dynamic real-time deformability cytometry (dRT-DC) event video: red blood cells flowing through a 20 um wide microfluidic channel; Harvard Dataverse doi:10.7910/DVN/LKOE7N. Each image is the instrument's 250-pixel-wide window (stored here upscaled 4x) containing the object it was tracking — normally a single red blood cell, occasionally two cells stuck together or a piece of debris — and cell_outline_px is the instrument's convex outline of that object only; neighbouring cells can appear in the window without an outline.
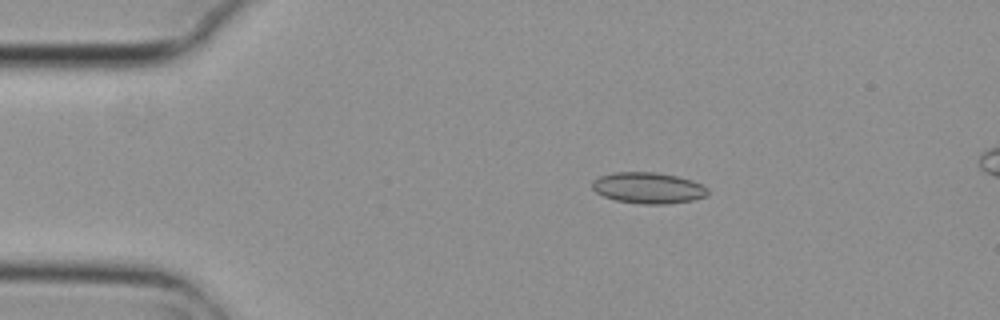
{"species": "common noctule bat (a hibernating species)", "species_latin": "Nyctalus noctula", "temperature_condition": "cold", "stored_images_in_passage": 6, "camera_frame_rate_fps": 3000, "um_per_image_px": 0.085, "animal": {"sex": "female", "body_mass_g": 29.2, "forearm_length_mm": 56.3}, "frame": {"image": 1, "passage_image": 1, "time_ms": 0.0, "image_size_px": [1000, 320], "cell_outline_px": [[708, 192], [704, 196], [692, 200], [664, 204], [640, 204], [616, 200], [604, 196], [596, 192], [592, 188], [592, 180], [600, 176], [616, 172], [656, 172], [676, 176], [692, 180], [708, 188]], "centroid_in_image_um": [55.07, 15.97], "position_along_channel_um": 29.9, "area_um2": 20.81}}
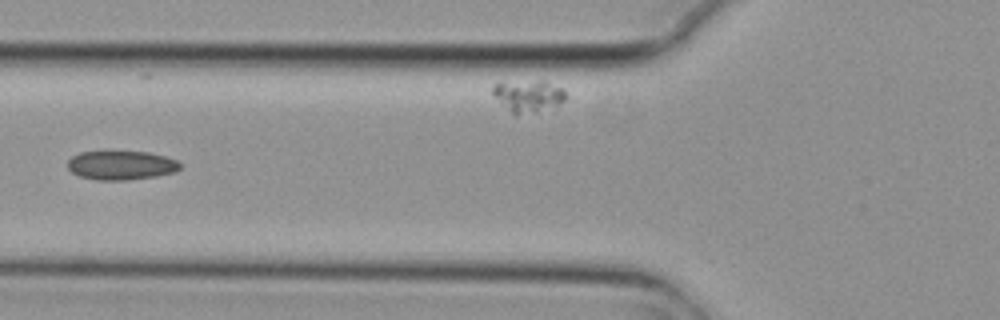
{"frame": {"image": 2, "passage_image": 4, "time_ms": 1.0, "image_size_px": [1000, 320], "cell_outline_px": [[180, 168], [176, 172], [156, 176], [128, 180], [96, 180], [80, 176], [72, 172], [68, 168], [68, 160], [72, 156], [80, 152], [108, 148], [148, 152], [164, 156], [176, 160], [180, 164]], "centroid_in_image_um": [10.26, 13.99], "position_along_channel_um": 115.5, "area_um2": 19.88}}
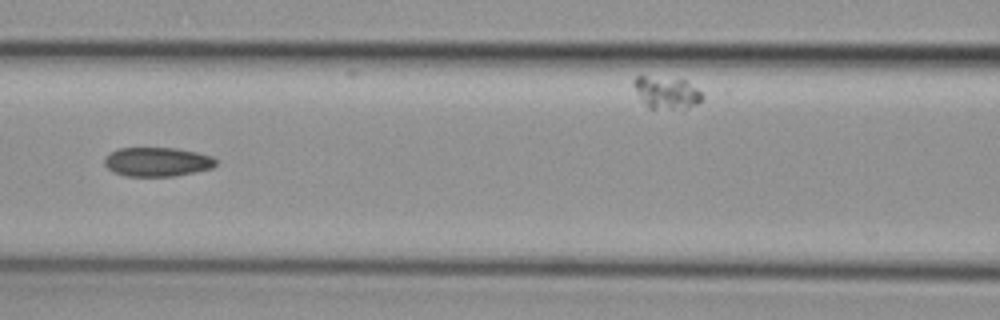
{"frame": {"image": 3, "passage_image": 5, "time_ms": 1.333, "image_size_px": [1000, 320], "cell_outline_px": [[216, 164], [212, 168], [176, 176], [124, 176], [108, 168], [104, 164], [104, 160], [112, 152], [120, 148], [176, 148], [196, 152], [212, 156], [216, 160]], "centroid_in_image_um": [13.39, 13.76], "position_along_channel_um": 153.2, "area_um2": 18.73}}